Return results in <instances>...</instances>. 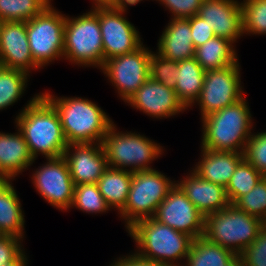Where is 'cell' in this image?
<instances>
[{"label": "cell", "mask_w": 266, "mask_h": 266, "mask_svg": "<svg viewBox=\"0 0 266 266\" xmlns=\"http://www.w3.org/2000/svg\"><path fill=\"white\" fill-rule=\"evenodd\" d=\"M14 120L34 160L40 154L46 159L63 156L68 143L59 116L40 93L27 101Z\"/></svg>", "instance_id": "6da1fadb"}, {"label": "cell", "mask_w": 266, "mask_h": 266, "mask_svg": "<svg viewBox=\"0 0 266 266\" xmlns=\"http://www.w3.org/2000/svg\"><path fill=\"white\" fill-rule=\"evenodd\" d=\"M40 94L57 111L68 145L102 143L114 123L96 102L85 97H58L48 91Z\"/></svg>", "instance_id": "7a4b0ae2"}, {"label": "cell", "mask_w": 266, "mask_h": 266, "mask_svg": "<svg viewBox=\"0 0 266 266\" xmlns=\"http://www.w3.org/2000/svg\"><path fill=\"white\" fill-rule=\"evenodd\" d=\"M126 231L136 243L133 253L167 266H183L194 239L153 217L135 222Z\"/></svg>", "instance_id": "3957f363"}, {"label": "cell", "mask_w": 266, "mask_h": 266, "mask_svg": "<svg viewBox=\"0 0 266 266\" xmlns=\"http://www.w3.org/2000/svg\"><path fill=\"white\" fill-rule=\"evenodd\" d=\"M201 148L212 151L243 153L252 134L254 121L245 98L200 118Z\"/></svg>", "instance_id": "277c9868"}, {"label": "cell", "mask_w": 266, "mask_h": 266, "mask_svg": "<svg viewBox=\"0 0 266 266\" xmlns=\"http://www.w3.org/2000/svg\"><path fill=\"white\" fill-rule=\"evenodd\" d=\"M113 123L102 140L108 167L131 172L153 170L152 163L164 154L159 143L132 131H119Z\"/></svg>", "instance_id": "5b68a950"}, {"label": "cell", "mask_w": 266, "mask_h": 266, "mask_svg": "<svg viewBox=\"0 0 266 266\" xmlns=\"http://www.w3.org/2000/svg\"><path fill=\"white\" fill-rule=\"evenodd\" d=\"M63 59L80 67L101 69L104 65L99 18L92 9L74 18L66 16Z\"/></svg>", "instance_id": "8992f818"}, {"label": "cell", "mask_w": 266, "mask_h": 266, "mask_svg": "<svg viewBox=\"0 0 266 266\" xmlns=\"http://www.w3.org/2000/svg\"><path fill=\"white\" fill-rule=\"evenodd\" d=\"M265 223L230 204L205 216L203 236L239 255L257 237Z\"/></svg>", "instance_id": "52a82bcc"}, {"label": "cell", "mask_w": 266, "mask_h": 266, "mask_svg": "<svg viewBox=\"0 0 266 266\" xmlns=\"http://www.w3.org/2000/svg\"><path fill=\"white\" fill-rule=\"evenodd\" d=\"M175 184L174 179L156 169L133 172L125 207L119 213L125 229L141 219L154 217L159 204Z\"/></svg>", "instance_id": "ba28073f"}, {"label": "cell", "mask_w": 266, "mask_h": 266, "mask_svg": "<svg viewBox=\"0 0 266 266\" xmlns=\"http://www.w3.org/2000/svg\"><path fill=\"white\" fill-rule=\"evenodd\" d=\"M66 15L50 4L26 21V32L34 63L41 69L63 59Z\"/></svg>", "instance_id": "9c48e42d"}, {"label": "cell", "mask_w": 266, "mask_h": 266, "mask_svg": "<svg viewBox=\"0 0 266 266\" xmlns=\"http://www.w3.org/2000/svg\"><path fill=\"white\" fill-rule=\"evenodd\" d=\"M240 63L205 71V78L200 96L194 105L199 106L201 118L234 104L243 98Z\"/></svg>", "instance_id": "30bf717a"}, {"label": "cell", "mask_w": 266, "mask_h": 266, "mask_svg": "<svg viewBox=\"0 0 266 266\" xmlns=\"http://www.w3.org/2000/svg\"><path fill=\"white\" fill-rule=\"evenodd\" d=\"M152 51L142 45L136 51L110 58L100 69L125 103L150 77Z\"/></svg>", "instance_id": "8fae6325"}, {"label": "cell", "mask_w": 266, "mask_h": 266, "mask_svg": "<svg viewBox=\"0 0 266 266\" xmlns=\"http://www.w3.org/2000/svg\"><path fill=\"white\" fill-rule=\"evenodd\" d=\"M41 165L31 176L34 188L51 206L67 212L71 209L75 189L67 161L63 156L47 158Z\"/></svg>", "instance_id": "7c38bea8"}, {"label": "cell", "mask_w": 266, "mask_h": 266, "mask_svg": "<svg viewBox=\"0 0 266 266\" xmlns=\"http://www.w3.org/2000/svg\"><path fill=\"white\" fill-rule=\"evenodd\" d=\"M92 9L99 18L102 34L104 62L110 58L129 54L143 45L140 33L125 14L110 6H97Z\"/></svg>", "instance_id": "4fadbf2b"}, {"label": "cell", "mask_w": 266, "mask_h": 266, "mask_svg": "<svg viewBox=\"0 0 266 266\" xmlns=\"http://www.w3.org/2000/svg\"><path fill=\"white\" fill-rule=\"evenodd\" d=\"M153 218L192 238L202 237L204 234L205 216L197 210L177 184L159 204Z\"/></svg>", "instance_id": "5bb4252c"}, {"label": "cell", "mask_w": 266, "mask_h": 266, "mask_svg": "<svg viewBox=\"0 0 266 266\" xmlns=\"http://www.w3.org/2000/svg\"><path fill=\"white\" fill-rule=\"evenodd\" d=\"M126 104L156 119L170 118L188 110L178 99L174 89L150 77Z\"/></svg>", "instance_id": "9a60e30c"}, {"label": "cell", "mask_w": 266, "mask_h": 266, "mask_svg": "<svg viewBox=\"0 0 266 266\" xmlns=\"http://www.w3.org/2000/svg\"><path fill=\"white\" fill-rule=\"evenodd\" d=\"M0 65L24 71L40 69L33 61L26 22H0Z\"/></svg>", "instance_id": "2e32d148"}, {"label": "cell", "mask_w": 266, "mask_h": 266, "mask_svg": "<svg viewBox=\"0 0 266 266\" xmlns=\"http://www.w3.org/2000/svg\"><path fill=\"white\" fill-rule=\"evenodd\" d=\"M63 157L67 161L75 185L97 184L108 167L101 143L70 144L65 149Z\"/></svg>", "instance_id": "e0dca14e"}, {"label": "cell", "mask_w": 266, "mask_h": 266, "mask_svg": "<svg viewBox=\"0 0 266 266\" xmlns=\"http://www.w3.org/2000/svg\"><path fill=\"white\" fill-rule=\"evenodd\" d=\"M198 15L214 31L234 45L243 37L241 2L238 0H203Z\"/></svg>", "instance_id": "ac0fdd59"}, {"label": "cell", "mask_w": 266, "mask_h": 266, "mask_svg": "<svg viewBox=\"0 0 266 266\" xmlns=\"http://www.w3.org/2000/svg\"><path fill=\"white\" fill-rule=\"evenodd\" d=\"M179 180L176 184L204 216L223 210L230 205L225 187L204 180L191 169L186 177Z\"/></svg>", "instance_id": "d6986e66"}, {"label": "cell", "mask_w": 266, "mask_h": 266, "mask_svg": "<svg viewBox=\"0 0 266 266\" xmlns=\"http://www.w3.org/2000/svg\"><path fill=\"white\" fill-rule=\"evenodd\" d=\"M35 162L22 133L0 132V179L14 180Z\"/></svg>", "instance_id": "ffe728a7"}, {"label": "cell", "mask_w": 266, "mask_h": 266, "mask_svg": "<svg viewBox=\"0 0 266 266\" xmlns=\"http://www.w3.org/2000/svg\"><path fill=\"white\" fill-rule=\"evenodd\" d=\"M169 21L158 39L156 53L176 62L193 58L195 47L189 20L170 18Z\"/></svg>", "instance_id": "44dd1931"}, {"label": "cell", "mask_w": 266, "mask_h": 266, "mask_svg": "<svg viewBox=\"0 0 266 266\" xmlns=\"http://www.w3.org/2000/svg\"><path fill=\"white\" fill-rule=\"evenodd\" d=\"M201 149V158L191 169L204 180L226 188L243 153Z\"/></svg>", "instance_id": "7402d4cb"}, {"label": "cell", "mask_w": 266, "mask_h": 266, "mask_svg": "<svg viewBox=\"0 0 266 266\" xmlns=\"http://www.w3.org/2000/svg\"><path fill=\"white\" fill-rule=\"evenodd\" d=\"M13 180L0 179V235L24 240L25 216Z\"/></svg>", "instance_id": "603a6c76"}, {"label": "cell", "mask_w": 266, "mask_h": 266, "mask_svg": "<svg viewBox=\"0 0 266 266\" xmlns=\"http://www.w3.org/2000/svg\"><path fill=\"white\" fill-rule=\"evenodd\" d=\"M235 47L229 40L214 36L195 48L194 58L205 71L221 69L239 60Z\"/></svg>", "instance_id": "cb8c5ba5"}, {"label": "cell", "mask_w": 266, "mask_h": 266, "mask_svg": "<svg viewBox=\"0 0 266 266\" xmlns=\"http://www.w3.org/2000/svg\"><path fill=\"white\" fill-rule=\"evenodd\" d=\"M133 172L107 167L97 182L99 191L111 209H124Z\"/></svg>", "instance_id": "d4e9b609"}, {"label": "cell", "mask_w": 266, "mask_h": 266, "mask_svg": "<svg viewBox=\"0 0 266 266\" xmlns=\"http://www.w3.org/2000/svg\"><path fill=\"white\" fill-rule=\"evenodd\" d=\"M177 65L179 75L176 79L175 92L183 105L190 109L200 96L205 78V70L194 57L178 61Z\"/></svg>", "instance_id": "484cf974"}, {"label": "cell", "mask_w": 266, "mask_h": 266, "mask_svg": "<svg viewBox=\"0 0 266 266\" xmlns=\"http://www.w3.org/2000/svg\"><path fill=\"white\" fill-rule=\"evenodd\" d=\"M232 250L209 242L204 236L193 239L183 266H227L236 256Z\"/></svg>", "instance_id": "4316f807"}, {"label": "cell", "mask_w": 266, "mask_h": 266, "mask_svg": "<svg viewBox=\"0 0 266 266\" xmlns=\"http://www.w3.org/2000/svg\"><path fill=\"white\" fill-rule=\"evenodd\" d=\"M30 75L24 71L0 65V110L13 106L26 91Z\"/></svg>", "instance_id": "83f0119b"}, {"label": "cell", "mask_w": 266, "mask_h": 266, "mask_svg": "<svg viewBox=\"0 0 266 266\" xmlns=\"http://www.w3.org/2000/svg\"><path fill=\"white\" fill-rule=\"evenodd\" d=\"M53 0H0V22H26L41 13Z\"/></svg>", "instance_id": "f1b7e54d"}, {"label": "cell", "mask_w": 266, "mask_h": 266, "mask_svg": "<svg viewBox=\"0 0 266 266\" xmlns=\"http://www.w3.org/2000/svg\"><path fill=\"white\" fill-rule=\"evenodd\" d=\"M262 177L263 175L243 158L226 186V194L230 204L247 194Z\"/></svg>", "instance_id": "f546056e"}, {"label": "cell", "mask_w": 266, "mask_h": 266, "mask_svg": "<svg viewBox=\"0 0 266 266\" xmlns=\"http://www.w3.org/2000/svg\"><path fill=\"white\" fill-rule=\"evenodd\" d=\"M71 208L88 214H102L111 210L95 183L75 185Z\"/></svg>", "instance_id": "4dcf8cb0"}, {"label": "cell", "mask_w": 266, "mask_h": 266, "mask_svg": "<svg viewBox=\"0 0 266 266\" xmlns=\"http://www.w3.org/2000/svg\"><path fill=\"white\" fill-rule=\"evenodd\" d=\"M243 34L266 35V0L241 1Z\"/></svg>", "instance_id": "1f68e13d"}, {"label": "cell", "mask_w": 266, "mask_h": 266, "mask_svg": "<svg viewBox=\"0 0 266 266\" xmlns=\"http://www.w3.org/2000/svg\"><path fill=\"white\" fill-rule=\"evenodd\" d=\"M233 205L266 223V176H263L247 194L239 197Z\"/></svg>", "instance_id": "d6a6232c"}, {"label": "cell", "mask_w": 266, "mask_h": 266, "mask_svg": "<svg viewBox=\"0 0 266 266\" xmlns=\"http://www.w3.org/2000/svg\"><path fill=\"white\" fill-rule=\"evenodd\" d=\"M150 78L175 90L178 78V65L176 61L166 59L155 51L151 53L149 61Z\"/></svg>", "instance_id": "836d02e7"}, {"label": "cell", "mask_w": 266, "mask_h": 266, "mask_svg": "<svg viewBox=\"0 0 266 266\" xmlns=\"http://www.w3.org/2000/svg\"><path fill=\"white\" fill-rule=\"evenodd\" d=\"M243 158L266 176V130L251 134L245 144Z\"/></svg>", "instance_id": "e575fe53"}, {"label": "cell", "mask_w": 266, "mask_h": 266, "mask_svg": "<svg viewBox=\"0 0 266 266\" xmlns=\"http://www.w3.org/2000/svg\"><path fill=\"white\" fill-rule=\"evenodd\" d=\"M245 266H266V223L257 237L240 254Z\"/></svg>", "instance_id": "d590c367"}, {"label": "cell", "mask_w": 266, "mask_h": 266, "mask_svg": "<svg viewBox=\"0 0 266 266\" xmlns=\"http://www.w3.org/2000/svg\"><path fill=\"white\" fill-rule=\"evenodd\" d=\"M165 6L172 19H188L199 13L203 0H155Z\"/></svg>", "instance_id": "8d00e7d4"}, {"label": "cell", "mask_w": 266, "mask_h": 266, "mask_svg": "<svg viewBox=\"0 0 266 266\" xmlns=\"http://www.w3.org/2000/svg\"><path fill=\"white\" fill-rule=\"evenodd\" d=\"M23 239L0 235V266L13 262L25 249Z\"/></svg>", "instance_id": "74e56055"}, {"label": "cell", "mask_w": 266, "mask_h": 266, "mask_svg": "<svg viewBox=\"0 0 266 266\" xmlns=\"http://www.w3.org/2000/svg\"><path fill=\"white\" fill-rule=\"evenodd\" d=\"M188 20L190 22L191 36L195 48L203 45L215 36L213 29L198 14L188 18Z\"/></svg>", "instance_id": "f35d334b"}, {"label": "cell", "mask_w": 266, "mask_h": 266, "mask_svg": "<svg viewBox=\"0 0 266 266\" xmlns=\"http://www.w3.org/2000/svg\"><path fill=\"white\" fill-rule=\"evenodd\" d=\"M109 266H167L163 263L156 261H149L144 258L137 256L135 253L124 255L113 262Z\"/></svg>", "instance_id": "ab89813d"}, {"label": "cell", "mask_w": 266, "mask_h": 266, "mask_svg": "<svg viewBox=\"0 0 266 266\" xmlns=\"http://www.w3.org/2000/svg\"><path fill=\"white\" fill-rule=\"evenodd\" d=\"M143 0H113L109 5L113 10L126 14L129 6H135Z\"/></svg>", "instance_id": "60d3db41"}, {"label": "cell", "mask_w": 266, "mask_h": 266, "mask_svg": "<svg viewBox=\"0 0 266 266\" xmlns=\"http://www.w3.org/2000/svg\"><path fill=\"white\" fill-rule=\"evenodd\" d=\"M25 250L11 263L2 266H28V256Z\"/></svg>", "instance_id": "b9f144b4"}, {"label": "cell", "mask_w": 266, "mask_h": 266, "mask_svg": "<svg viewBox=\"0 0 266 266\" xmlns=\"http://www.w3.org/2000/svg\"><path fill=\"white\" fill-rule=\"evenodd\" d=\"M92 1V7L97 6H109L113 0H91Z\"/></svg>", "instance_id": "7bdbcfd3"}]
</instances>
